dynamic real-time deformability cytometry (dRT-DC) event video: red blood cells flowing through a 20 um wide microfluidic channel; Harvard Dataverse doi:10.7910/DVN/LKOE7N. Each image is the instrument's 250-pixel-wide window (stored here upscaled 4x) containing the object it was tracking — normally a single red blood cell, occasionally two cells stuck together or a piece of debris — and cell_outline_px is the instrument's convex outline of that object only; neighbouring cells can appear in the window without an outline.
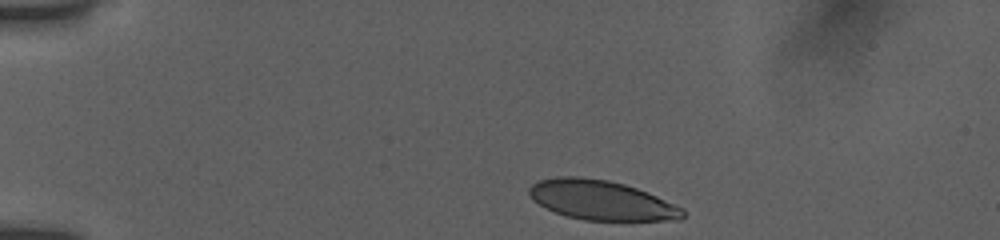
{"species": "human", "species_latin": "Homo sapiens", "temperature_condition": "room temperature", "stored_images_in_passage": 38, "camera_frame_rate_fps": 3000, "um_per_image_px": 0.085, "donor": {"sex": "female"}, "frame": {"image": 1, "passage_image": 1, "time_ms": 0.0, "image_size_px": [1000, 240], "cell_outline_px": [[684, 216], [680, 220], [584, 220], [568, 216], [556, 212], [532, 200], [528, 192], [528, 188], [532, 184], [540, 180], [556, 176], [580, 176], [608, 180], [624, 184], [648, 192], [684, 208]], "centroid_in_image_um": [51.12, 17.0], "position_along_channel_um": 33.9, "area_um2": 35.37}}
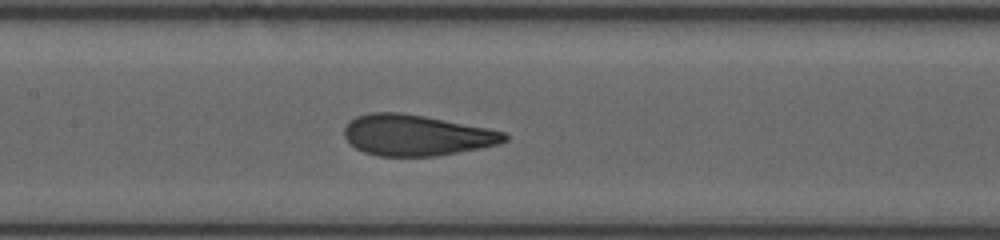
{"frame": {"image": 2, "passage_image": 17, "time_ms": 5.333, "image_size_px": [1000, 240], "cell_outline_px": [[508, 140], [496, 144], [480, 148], [436, 156], [380, 156], [364, 152], [356, 148], [344, 136], [344, 128], [356, 116], [372, 112], [400, 112], [424, 116], [488, 128], [504, 132], [508, 136]], "centroid_in_image_um": [35.39, 11.49], "position_along_channel_um": 172.0, "area_um2": 37.92}}
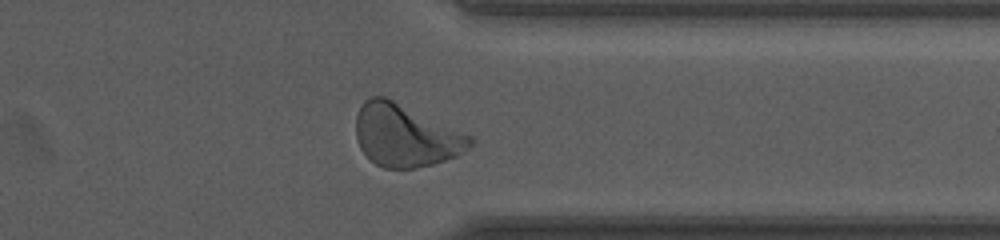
{"frame": {"image": 3, "passage_image": 33, "time_ms": 10.667, "image_size_px": [1000, 240], "cell_outline_px": [[472, 144], [468, 148], [456, 156], [432, 164], [416, 168], [384, 168], [376, 164], [360, 148], [356, 136], [356, 116], [364, 100], [372, 96], [384, 96], [472, 136]], "centroid_in_image_um": [34.45, 11.52], "position_along_channel_um": 377.0, "area_um2": 40.92}, "authors_computed_cell_mechanics": {"area_um2": 37.9168, "velocity_mm_per_s": 3.8873, "shape_relaxation_time_tau1_ms": 4.4094, "shape_relaxation_time_tau2_ms": 0.7005, "deformation_change_tau1": 0.1708, "deformation_change_tau2": 0.0776}}